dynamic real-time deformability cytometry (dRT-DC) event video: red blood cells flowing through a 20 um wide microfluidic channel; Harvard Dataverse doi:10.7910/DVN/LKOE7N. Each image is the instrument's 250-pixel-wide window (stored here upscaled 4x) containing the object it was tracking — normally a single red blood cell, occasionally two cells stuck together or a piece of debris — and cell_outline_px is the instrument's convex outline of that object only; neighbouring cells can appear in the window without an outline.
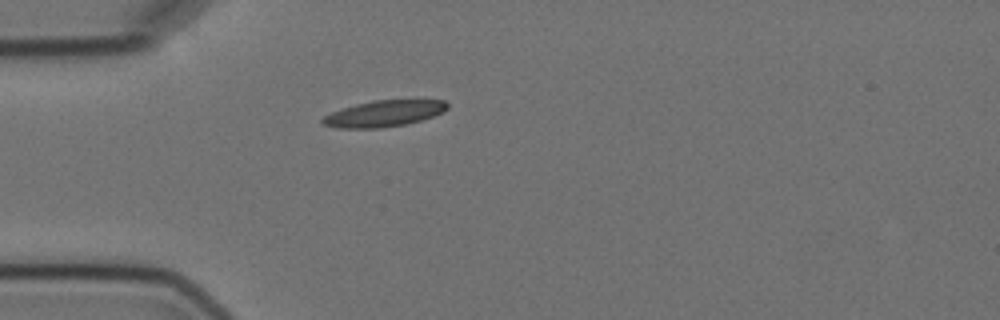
{"species": "Egyptian fruit bat (a non-hibernating species)", "species_latin": "Rousettus aegyptiacus", "temperature_condition": "cold", "stored_images_in_passage": 2, "camera_frame_rate_fps": 3000, "um_per_image_px": 0.085, "animal": {"sex": "female"}, "frame": {"image": 1, "passage_image": 1, "time_ms": 0.0, "image_size_px": [1000, 320], "cell_outline_px": [[448, 108], [444, 112], [420, 120], [404, 124], [380, 128], [336, 128], [324, 124], [320, 120], [324, 116], [332, 112], [356, 104], [372, 100], [444, 100], [448, 104]], "centroid_in_image_um": [32.64, 9.65], "position_along_channel_um": 52.4, "area_um2": 18.9}}